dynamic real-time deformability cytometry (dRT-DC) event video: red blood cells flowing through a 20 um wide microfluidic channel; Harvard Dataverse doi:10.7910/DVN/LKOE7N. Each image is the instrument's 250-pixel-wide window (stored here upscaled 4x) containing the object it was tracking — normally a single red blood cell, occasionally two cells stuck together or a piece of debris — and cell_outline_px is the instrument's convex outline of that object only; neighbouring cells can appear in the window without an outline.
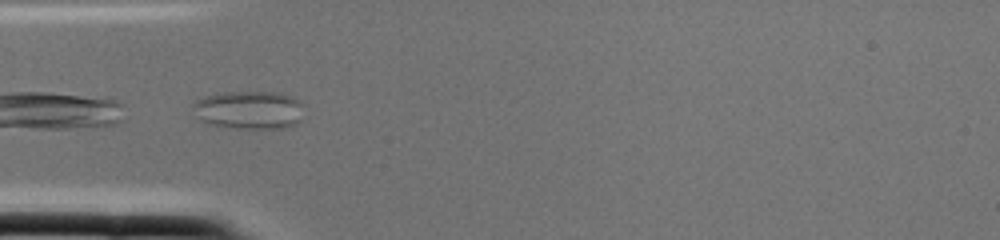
{"species": "common noctule bat (a hibernating species)", "species_latin": "Nyctalus noctula", "temperature_condition": "cold", "stored_images_in_passage": 3, "camera_frame_rate_fps": 3000, "um_per_image_px": 0.085, "animal": {"sex": "female", "body_mass_g": 22.0, "forearm_length_mm": 56.7}, "frame": {"image": 1, "passage_image": 3, "time_ms": 0.667, "image_size_px": [1000, 240], "cell_outline_px": [[300, 120], [296, 124], [284, 128], [236, 128], [204, 124], [196, 116], [192, 104], [196, 100], [204, 96], [216, 92], [280, 92], [292, 96], [300, 104]], "centroid_in_image_um": [21.09, 9.34], "position_along_channel_um": 63.9, "area_um2": 24.85}}